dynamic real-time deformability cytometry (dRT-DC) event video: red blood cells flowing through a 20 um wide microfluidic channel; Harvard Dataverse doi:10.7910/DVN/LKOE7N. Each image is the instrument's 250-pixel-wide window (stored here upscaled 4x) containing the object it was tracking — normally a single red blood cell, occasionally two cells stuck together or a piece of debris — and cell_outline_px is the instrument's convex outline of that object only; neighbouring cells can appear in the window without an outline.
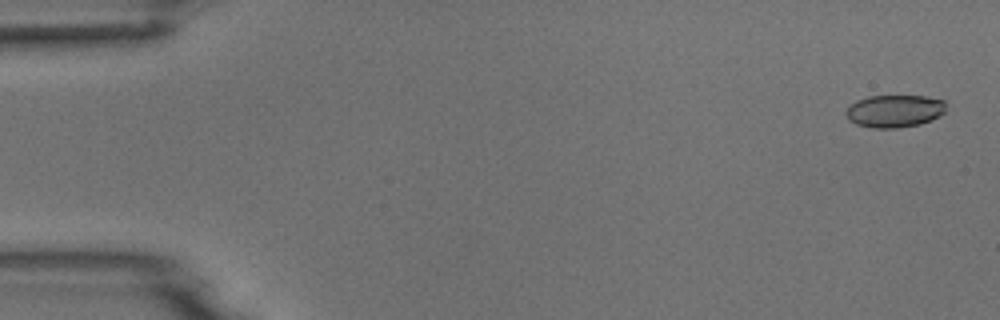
{"species": "common noctule bat (a hibernating species)", "species_latin": "Nyctalus noctula", "temperature_condition": "room temperature", "stored_images_in_passage": 5, "camera_frame_rate_fps": 3000, "um_per_image_px": 0.085, "animal": {"sex": "male", "body_mass_g": 18.8}, "frame": {"image": 1, "passage_image": 1, "time_ms": 0.0, "image_size_px": [1000, 320], "cell_outline_px": [[944, 112], [940, 116], [932, 120], [920, 124], [896, 128], [872, 128], [856, 124], [848, 120], [844, 112], [856, 100], [868, 96], [924, 96], [944, 100]], "centroid_in_image_um": [76.01, 9.44], "position_along_channel_um": 9.0, "area_um2": 19.02}}
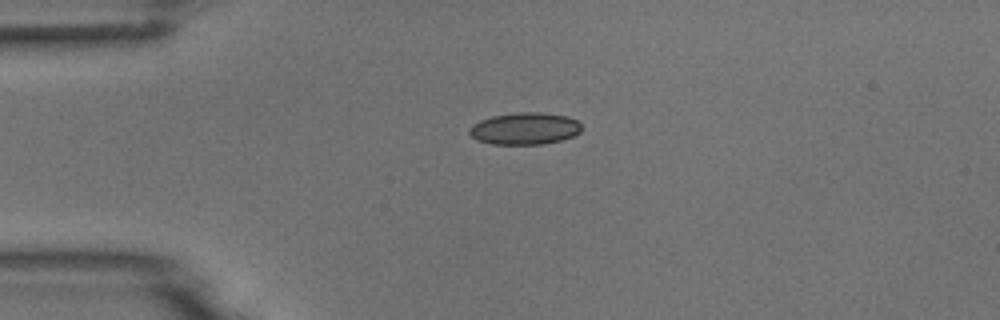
{"frame": {"image": 2, "passage_image": 4, "time_ms": 1.0, "image_size_px": [1000, 320], "cell_outline_px": [[580, 132], [572, 136], [560, 140], [544, 144], [492, 144], [476, 140], [468, 132], [468, 128], [472, 124], [480, 120], [492, 116], [520, 112], [540, 112], [564, 116], [576, 120], [580, 124]], "centroid_in_image_um": [44.55, 10.93], "position_along_channel_um": 40.4, "area_um2": 20.81}}